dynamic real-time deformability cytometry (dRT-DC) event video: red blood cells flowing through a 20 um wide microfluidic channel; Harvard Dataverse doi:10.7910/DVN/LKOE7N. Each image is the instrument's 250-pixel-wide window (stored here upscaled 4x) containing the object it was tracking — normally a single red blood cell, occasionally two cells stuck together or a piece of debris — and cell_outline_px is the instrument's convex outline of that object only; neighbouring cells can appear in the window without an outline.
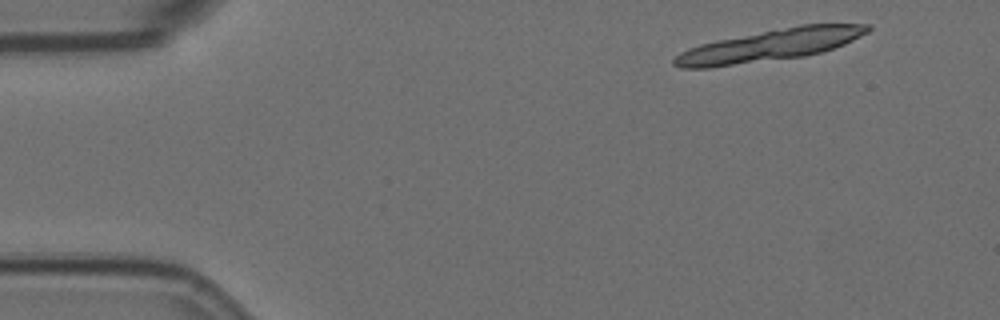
{"species": "Egyptian fruit bat (a non-hibernating species)", "species_latin": "Rousettus aegyptiacus", "temperature_condition": "room temperature", "stored_images_in_passage": 4, "camera_frame_rate_fps": 3000, "um_per_image_px": 0.085, "animal": {"sex": "female"}, "frame": {"image": 1, "passage_image": 1, "time_ms": 0.0, "image_size_px": [1000, 320], "cell_outline_px": [[872, 28], [868, 32], [844, 44], [820, 52], [804, 56], [708, 68], [680, 68], [672, 64], [672, 60], [680, 52], [688, 48], [700, 44], [716, 40], [800, 24], [872, 24]], "centroid_in_image_um": [65.42, 3.84], "position_along_channel_um": 19.6, "area_um2": 35.72}}
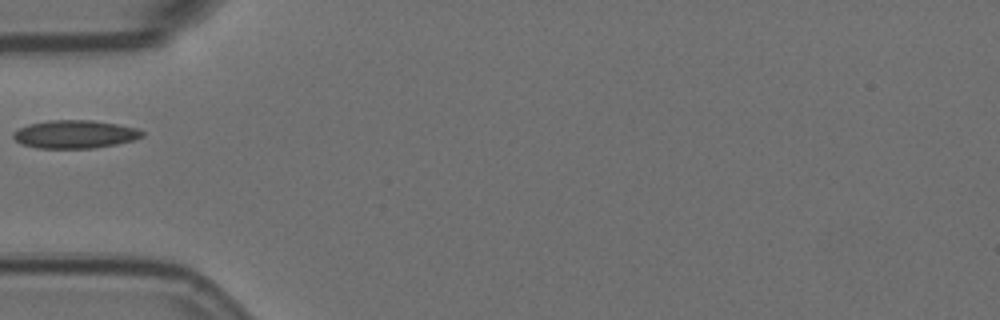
{"frame": {"image": 2, "passage_image": 4, "time_ms": 1.0, "image_size_px": [1000, 320], "cell_outline_px": [[144, 136], [132, 140], [116, 144], [92, 148], [36, 148], [20, 144], [12, 136], [12, 132], [28, 124], [48, 120], [92, 120], [116, 124], [136, 128], [144, 132]], "centroid_in_image_um": [6.32, 11.41], "position_along_channel_um": 78.7, "area_um2": 21.1}}